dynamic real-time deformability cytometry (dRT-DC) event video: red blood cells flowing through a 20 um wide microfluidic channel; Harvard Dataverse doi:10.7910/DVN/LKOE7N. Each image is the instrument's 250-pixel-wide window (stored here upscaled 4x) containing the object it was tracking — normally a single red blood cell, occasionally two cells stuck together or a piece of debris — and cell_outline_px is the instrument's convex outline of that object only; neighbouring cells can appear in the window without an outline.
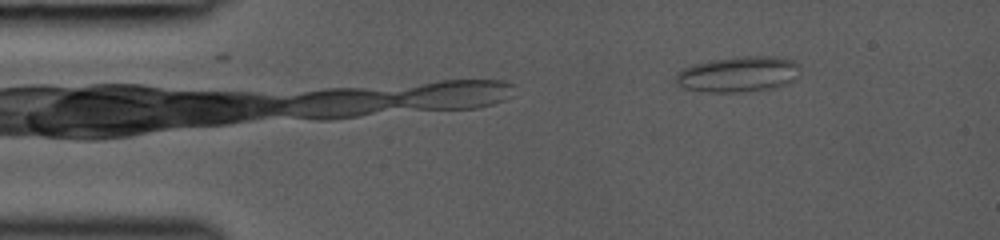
{"species": "common noctule bat (a hibernating species)", "species_latin": "Nyctalus noctula", "temperature_condition": "room temperature", "stored_images_in_passage": 8, "camera_frame_rate_fps": 3000, "um_per_image_px": 0.085, "animal": {"sex": "female", "body_mass_g": 19.0, "forearm_length_mm": 53.3}, "frame": {"image": 1, "passage_image": 8, "time_ms": 2.333, "image_size_px": [1000, 240], "cell_outline_px": [[800, 64], [792, 80], [788, 84], [772, 88], [744, 92], [708, 92], [684, 88], [676, 84], [676, 76], [684, 68], [692, 64], [712, 60], [740, 56], [772, 56], [792, 60]], "centroid_in_image_um": [62.74, 6.31], "position_along_channel_um": 22.3, "area_um2": 25.61}}